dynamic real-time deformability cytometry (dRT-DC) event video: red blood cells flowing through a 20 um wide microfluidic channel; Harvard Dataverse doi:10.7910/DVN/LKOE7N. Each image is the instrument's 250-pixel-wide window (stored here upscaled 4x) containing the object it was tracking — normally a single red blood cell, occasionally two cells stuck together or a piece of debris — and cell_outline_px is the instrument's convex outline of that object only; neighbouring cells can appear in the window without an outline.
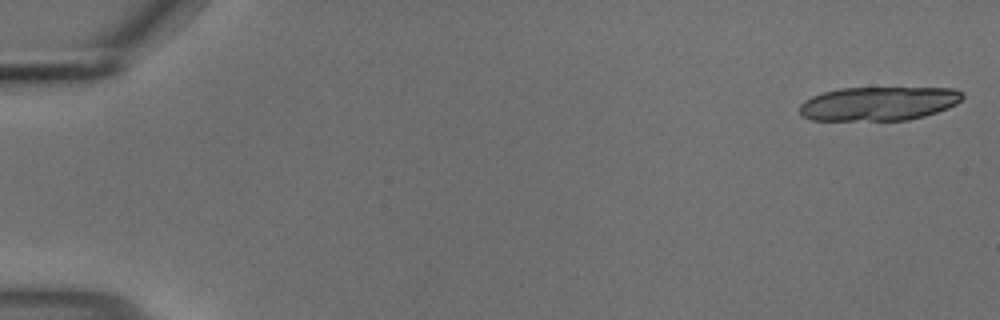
{"species": "common noctule bat (a hibernating species)", "species_latin": "Nyctalus noctula", "temperature_condition": "cold", "stored_images_in_passage": 20, "camera_frame_rate_fps": 3000, "um_per_image_px": 0.085, "animal": {"sex": "male", "body_mass_g": 18.8}, "frame": {"image": 1, "passage_image": 1, "time_ms": 0.0, "image_size_px": [1000, 320], "cell_outline_px": [[964, 96], [956, 104], [948, 108], [924, 116], [908, 120], [812, 120], [800, 116], [800, 104], [804, 100], [812, 96], [824, 92], [840, 88], [956, 88], [964, 92]], "centroid_in_image_um": [74.69, 8.8], "position_along_channel_um": 10.3, "area_um2": 32.31}}